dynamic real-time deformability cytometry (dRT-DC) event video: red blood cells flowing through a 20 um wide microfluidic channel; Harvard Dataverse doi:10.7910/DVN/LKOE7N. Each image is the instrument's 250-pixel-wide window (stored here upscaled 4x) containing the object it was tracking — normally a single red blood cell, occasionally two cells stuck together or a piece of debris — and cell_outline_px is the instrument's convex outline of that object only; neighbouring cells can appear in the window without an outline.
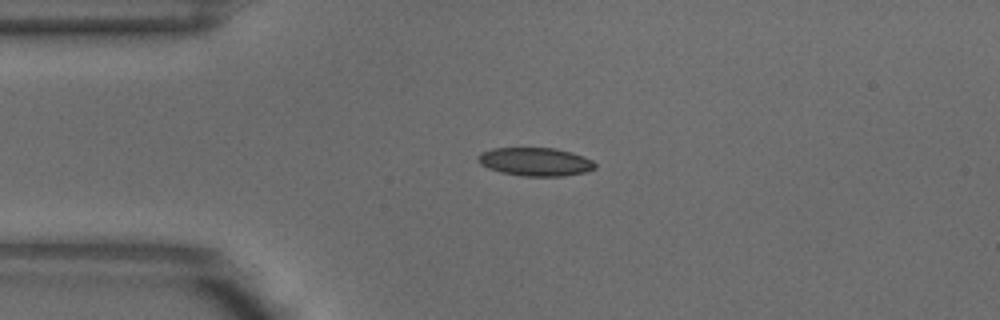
{"species": "common noctule bat (a hibernating species)", "species_latin": "Nyctalus noctula", "temperature_condition": "warm", "stored_images_in_passage": 2, "camera_frame_rate_fps": 3000, "um_per_image_px": 0.085, "animal": {"sex": "male", "body_mass_g": 18.8}, "frame": {"image": 1, "passage_image": 1, "time_ms": 0.0, "image_size_px": [1000, 320], "cell_outline_px": [[596, 168], [584, 172], [564, 176], [520, 176], [500, 172], [488, 168], [480, 164], [476, 160], [476, 156], [480, 152], [492, 148], [556, 148], [572, 152], [584, 156], [592, 160], [596, 164]], "centroid_in_image_um": [45.47, 13.74], "position_along_channel_um": 39.5, "area_um2": 19.59}}
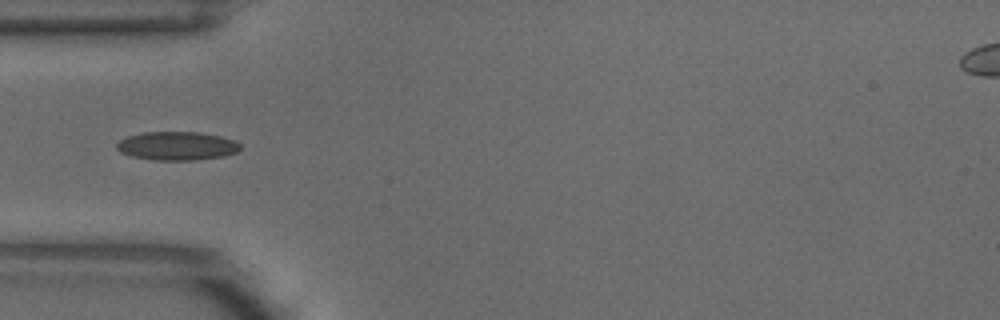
{"frame": {"image": 2, "passage_image": 2, "time_ms": 0.333, "image_size_px": [1000, 320], "cell_outline_px": [[240, 148], [236, 152], [224, 156], [196, 160], [156, 160], [132, 156], [120, 152], [116, 148], [116, 144], [120, 140], [128, 136], [144, 132], [200, 132], [220, 136], [236, 140], [240, 144]], "centroid_in_image_um": [15.06, 12.4], "position_along_channel_um": 69.9, "area_um2": 20.58}}